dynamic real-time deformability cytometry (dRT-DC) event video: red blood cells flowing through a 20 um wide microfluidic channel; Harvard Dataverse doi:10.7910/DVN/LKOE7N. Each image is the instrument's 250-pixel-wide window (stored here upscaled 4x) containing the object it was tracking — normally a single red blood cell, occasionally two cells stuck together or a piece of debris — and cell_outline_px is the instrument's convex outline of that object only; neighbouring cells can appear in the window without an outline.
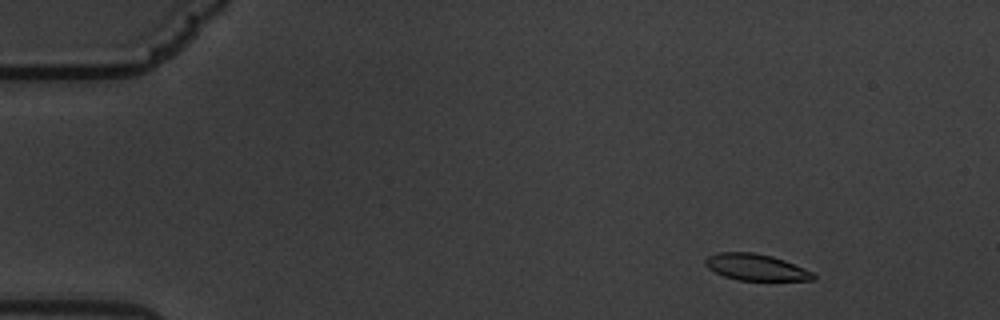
{"species": "common noctule bat (a hibernating species)", "species_latin": "Nyctalus noctula", "temperature_condition": "warm", "stored_images_in_passage": 59, "camera_frame_rate_fps": 3000, "um_per_image_px": 0.085, "animal": {"sex": "male", "body_mass_g": 19.5, "forearm_length_mm": 54.6}, "frame": {"image": 1, "passage_image": 6, "time_ms": 1.667, "image_size_px": [1000, 320], "cell_outline_px": [[816, 280], [736, 280], [724, 276], [708, 268], [704, 264], [704, 260], [708, 256], [716, 252], [752, 252], [772, 256], [784, 260], [804, 268], [812, 272], [816, 276]], "centroid_in_image_um": [64.23, 22.71], "position_along_channel_um": 20.8, "area_um2": 16.65}}
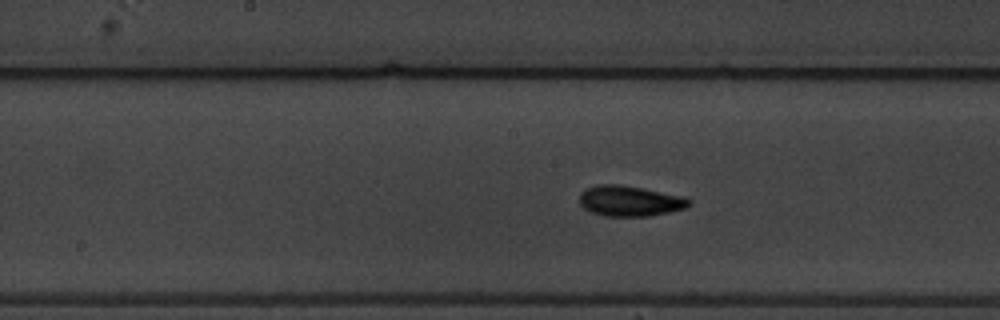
{"frame": {"image": 2, "passage_image": 30, "time_ms": 9.667, "image_size_px": [1000, 320], "cell_outline_px": [[692, 200], [684, 208], [668, 212], [648, 216], [604, 216], [592, 212], [584, 208], [580, 204], [580, 192], [584, 188], [596, 184], [620, 184], [644, 188], [684, 196]], "centroid_in_image_um": [53.5, 17.06], "position_along_channel_um": 194.7, "area_um2": 19.59}}
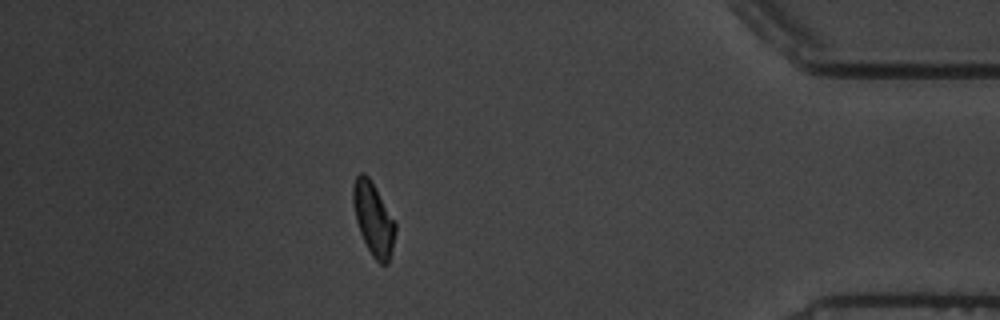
{"frame": {"image": 3, "passage_image": 52, "time_ms": 17.0, "image_size_px": [1000, 320], "cell_outline_px": [[396, 232], [388, 264], [380, 264], [372, 256], [360, 232], [356, 220], [352, 204], [352, 184], [356, 176], [360, 172], [364, 172], [372, 180], [396, 224]], "centroid_in_image_um": [31.72, 18.56], "position_along_channel_um": 403.5, "area_um2": 18.03}, "authors_computed_cell_mechanics": {"area_um2": 18.0914, "velocity_mm_per_s": 3.3844, "shape_relaxation_time_tau1_ms": 3.7669, "shape_relaxation_time_tau2_ms": 3.3206, "deformation_change_tau1": 0.1428, "deformation_change_tau2": 0.0926}}